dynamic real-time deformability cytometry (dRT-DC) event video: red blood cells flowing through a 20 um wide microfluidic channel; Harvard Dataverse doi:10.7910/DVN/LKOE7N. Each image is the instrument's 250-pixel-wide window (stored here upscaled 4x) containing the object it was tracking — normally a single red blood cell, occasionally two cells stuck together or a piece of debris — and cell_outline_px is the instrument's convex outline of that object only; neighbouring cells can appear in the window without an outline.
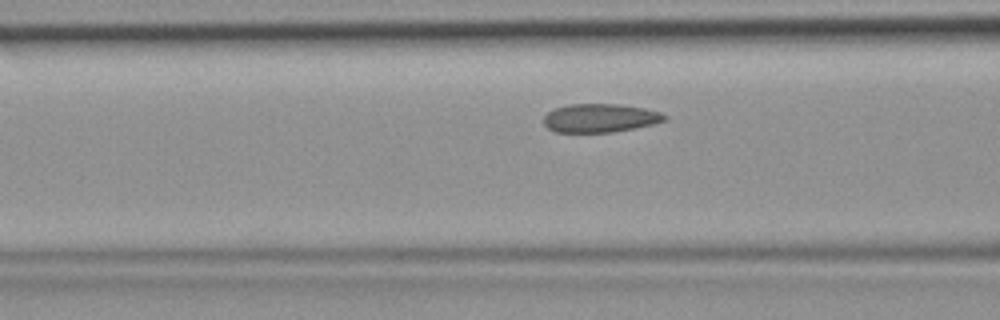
{"species": "common noctule bat (a hibernating species)", "species_latin": "Nyctalus noctula", "temperature_condition": "room temperature", "stored_images_in_passage": 39, "camera_frame_rate_fps": 3000, "um_per_image_px": 0.085, "animal": {"sex": "female", "body_mass_g": 19.9}, "frame": {"image": 1, "passage_image": 11, "time_ms": 3.333, "image_size_px": [1000, 320], "cell_outline_px": [[668, 120], [636, 128], [612, 132], [556, 132], [548, 128], [544, 124], [544, 116], [548, 112], [556, 108], [568, 104], [620, 104], [644, 108], [660, 112], [668, 116]], "centroid_in_image_um": [51.03, 10.03], "position_along_channel_um": 115.6, "area_um2": 20.17}}
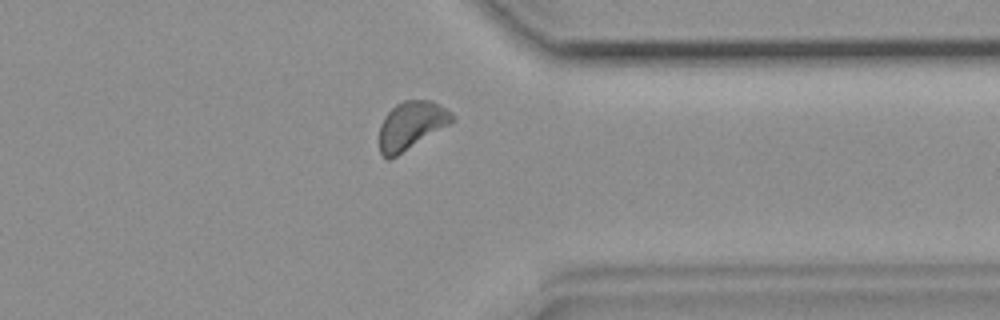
{"frame": {"image": 2, "passage_image": 29, "time_ms": 9.333, "image_size_px": [1000, 320], "cell_outline_px": [[456, 120], [396, 156], [388, 160], [380, 152], [380, 124], [384, 116], [396, 104], [404, 100], [432, 100], [452, 112], [456, 116]], "centroid_in_image_um": [34.97, 10.63], "position_along_channel_um": 376.4, "area_um2": 20.23}}
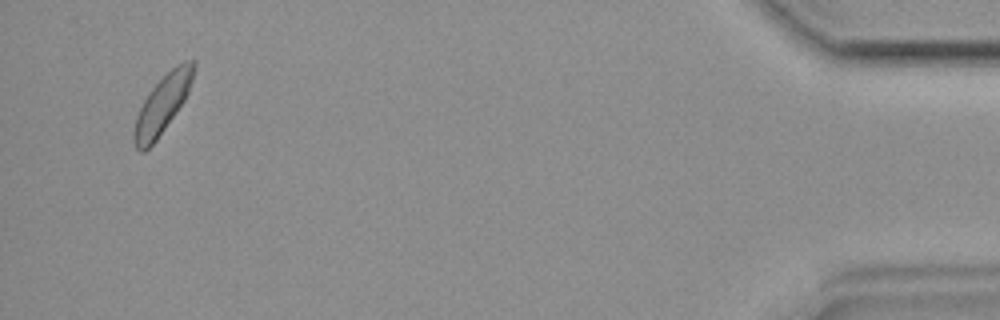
{"frame": {"image": 3, "passage_image": 37, "time_ms": 12.0, "image_size_px": [1000, 320], "cell_outline_px": [[196, 68], [188, 92], [184, 100], [156, 140], [144, 152], [140, 152], [136, 148], [132, 140], [132, 132], [136, 116], [144, 100], [152, 88], [176, 64], [184, 60], [196, 60]], "centroid_in_image_um": [13.79, 8.86], "position_along_channel_um": 421.4, "area_um2": 20.0}}